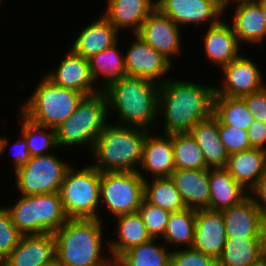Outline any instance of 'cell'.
<instances>
[{
  "label": "cell",
  "instance_id": "13",
  "mask_svg": "<svg viewBox=\"0 0 266 266\" xmlns=\"http://www.w3.org/2000/svg\"><path fill=\"white\" fill-rule=\"evenodd\" d=\"M179 28L169 17L155 8L136 34L170 61L172 55L180 52Z\"/></svg>",
  "mask_w": 266,
  "mask_h": 266
},
{
  "label": "cell",
  "instance_id": "24",
  "mask_svg": "<svg viewBox=\"0 0 266 266\" xmlns=\"http://www.w3.org/2000/svg\"><path fill=\"white\" fill-rule=\"evenodd\" d=\"M266 167V150L251 148L229 155L226 169L244 189L251 190Z\"/></svg>",
  "mask_w": 266,
  "mask_h": 266
},
{
  "label": "cell",
  "instance_id": "12",
  "mask_svg": "<svg viewBox=\"0 0 266 266\" xmlns=\"http://www.w3.org/2000/svg\"><path fill=\"white\" fill-rule=\"evenodd\" d=\"M252 59L246 56H238L234 61L221 69L224 72L223 87H215V95L227 97H239L262 90V75Z\"/></svg>",
  "mask_w": 266,
  "mask_h": 266
},
{
  "label": "cell",
  "instance_id": "19",
  "mask_svg": "<svg viewBox=\"0 0 266 266\" xmlns=\"http://www.w3.org/2000/svg\"><path fill=\"white\" fill-rule=\"evenodd\" d=\"M170 178L187 208L193 210L210 209L209 168L177 169Z\"/></svg>",
  "mask_w": 266,
  "mask_h": 266
},
{
  "label": "cell",
  "instance_id": "21",
  "mask_svg": "<svg viewBox=\"0 0 266 266\" xmlns=\"http://www.w3.org/2000/svg\"><path fill=\"white\" fill-rule=\"evenodd\" d=\"M164 137L147 134L143 143L141 165L155 177H170L175 171L172 135Z\"/></svg>",
  "mask_w": 266,
  "mask_h": 266
},
{
  "label": "cell",
  "instance_id": "8",
  "mask_svg": "<svg viewBox=\"0 0 266 266\" xmlns=\"http://www.w3.org/2000/svg\"><path fill=\"white\" fill-rule=\"evenodd\" d=\"M101 172L92 165L75 172L69 167L60 187V197L69 219H98Z\"/></svg>",
  "mask_w": 266,
  "mask_h": 266
},
{
  "label": "cell",
  "instance_id": "25",
  "mask_svg": "<svg viewBox=\"0 0 266 266\" xmlns=\"http://www.w3.org/2000/svg\"><path fill=\"white\" fill-rule=\"evenodd\" d=\"M204 42L206 56L221 68L239 56L240 46L235 32L232 26L230 27L222 20L208 28Z\"/></svg>",
  "mask_w": 266,
  "mask_h": 266
},
{
  "label": "cell",
  "instance_id": "41",
  "mask_svg": "<svg viewBox=\"0 0 266 266\" xmlns=\"http://www.w3.org/2000/svg\"><path fill=\"white\" fill-rule=\"evenodd\" d=\"M254 120L266 123V87L262 90L241 97Z\"/></svg>",
  "mask_w": 266,
  "mask_h": 266
},
{
  "label": "cell",
  "instance_id": "7",
  "mask_svg": "<svg viewBox=\"0 0 266 266\" xmlns=\"http://www.w3.org/2000/svg\"><path fill=\"white\" fill-rule=\"evenodd\" d=\"M107 108L106 96L102 90L84 96L74 113L55 129L57 146L86 143L92 151L97 137L107 124Z\"/></svg>",
  "mask_w": 266,
  "mask_h": 266
},
{
  "label": "cell",
  "instance_id": "38",
  "mask_svg": "<svg viewBox=\"0 0 266 266\" xmlns=\"http://www.w3.org/2000/svg\"><path fill=\"white\" fill-rule=\"evenodd\" d=\"M23 235L13 224L6 207L0 208V255L5 259L20 242Z\"/></svg>",
  "mask_w": 266,
  "mask_h": 266
},
{
  "label": "cell",
  "instance_id": "40",
  "mask_svg": "<svg viewBox=\"0 0 266 266\" xmlns=\"http://www.w3.org/2000/svg\"><path fill=\"white\" fill-rule=\"evenodd\" d=\"M171 266H218V260L196 249L172 251Z\"/></svg>",
  "mask_w": 266,
  "mask_h": 266
},
{
  "label": "cell",
  "instance_id": "5",
  "mask_svg": "<svg viewBox=\"0 0 266 266\" xmlns=\"http://www.w3.org/2000/svg\"><path fill=\"white\" fill-rule=\"evenodd\" d=\"M84 96L54 84L45 76L28 102L22 105L21 112L34 123L56 129L74 113Z\"/></svg>",
  "mask_w": 266,
  "mask_h": 266
},
{
  "label": "cell",
  "instance_id": "10",
  "mask_svg": "<svg viewBox=\"0 0 266 266\" xmlns=\"http://www.w3.org/2000/svg\"><path fill=\"white\" fill-rule=\"evenodd\" d=\"M69 167L52 153L31 157L27 164L15 170L17 188L22 195L59 193Z\"/></svg>",
  "mask_w": 266,
  "mask_h": 266
},
{
  "label": "cell",
  "instance_id": "6",
  "mask_svg": "<svg viewBox=\"0 0 266 266\" xmlns=\"http://www.w3.org/2000/svg\"><path fill=\"white\" fill-rule=\"evenodd\" d=\"M6 209L22 235L54 233L69 219L59 193L22 195L12 208Z\"/></svg>",
  "mask_w": 266,
  "mask_h": 266
},
{
  "label": "cell",
  "instance_id": "14",
  "mask_svg": "<svg viewBox=\"0 0 266 266\" xmlns=\"http://www.w3.org/2000/svg\"><path fill=\"white\" fill-rule=\"evenodd\" d=\"M125 55L127 76L140 77L156 82L171 69V61L147 44L138 34Z\"/></svg>",
  "mask_w": 266,
  "mask_h": 266
},
{
  "label": "cell",
  "instance_id": "47",
  "mask_svg": "<svg viewBox=\"0 0 266 266\" xmlns=\"http://www.w3.org/2000/svg\"><path fill=\"white\" fill-rule=\"evenodd\" d=\"M42 266H61L59 261L55 258L54 260L42 265Z\"/></svg>",
  "mask_w": 266,
  "mask_h": 266
},
{
  "label": "cell",
  "instance_id": "2",
  "mask_svg": "<svg viewBox=\"0 0 266 266\" xmlns=\"http://www.w3.org/2000/svg\"><path fill=\"white\" fill-rule=\"evenodd\" d=\"M154 83L140 77L124 76L102 90L106 96L107 107L115 108L120 114V122L124 123L122 126L127 123L131 127L150 130L148 128L160 111V84Z\"/></svg>",
  "mask_w": 266,
  "mask_h": 266
},
{
  "label": "cell",
  "instance_id": "32",
  "mask_svg": "<svg viewBox=\"0 0 266 266\" xmlns=\"http://www.w3.org/2000/svg\"><path fill=\"white\" fill-rule=\"evenodd\" d=\"M213 116L223 125L248 130L254 117L242 98L214 95Z\"/></svg>",
  "mask_w": 266,
  "mask_h": 266
},
{
  "label": "cell",
  "instance_id": "29",
  "mask_svg": "<svg viewBox=\"0 0 266 266\" xmlns=\"http://www.w3.org/2000/svg\"><path fill=\"white\" fill-rule=\"evenodd\" d=\"M118 220L117 242L110 245L112 260L115 262L125 251L150 241L144 222L138 212L124 214L116 217Z\"/></svg>",
  "mask_w": 266,
  "mask_h": 266
},
{
  "label": "cell",
  "instance_id": "37",
  "mask_svg": "<svg viewBox=\"0 0 266 266\" xmlns=\"http://www.w3.org/2000/svg\"><path fill=\"white\" fill-rule=\"evenodd\" d=\"M148 234L152 239H157L160 235H164L170 212L158 206L148 203L143 199L138 209ZM157 237V238H156Z\"/></svg>",
  "mask_w": 266,
  "mask_h": 266
},
{
  "label": "cell",
  "instance_id": "49",
  "mask_svg": "<svg viewBox=\"0 0 266 266\" xmlns=\"http://www.w3.org/2000/svg\"><path fill=\"white\" fill-rule=\"evenodd\" d=\"M0 266H5V259L0 255Z\"/></svg>",
  "mask_w": 266,
  "mask_h": 266
},
{
  "label": "cell",
  "instance_id": "30",
  "mask_svg": "<svg viewBox=\"0 0 266 266\" xmlns=\"http://www.w3.org/2000/svg\"><path fill=\"white\" fill-rule=\"evenodd\" d=\"M117 42L111 47L106 48L95 56L88 59L90 73L94 81L98 75L105 77L102 87L104 90L112 83L119 81L122 77L127 76L125 67V57H122L117 51ZM106 84V85H105Z\"/></svg>",
  "mask_w": 266,
  "mask_h": 266
},
{
  "label": "cell",
  "instance_id": "4",
  "mask_svg": "<svg viewBox=\"0 0 266 266\" xmlns=\"http://www.w3.org/2000/svg\"><path fill=\"white\" fill-rule=\"evenodd\" d=\"M149 130L106 124L97 137L92 153L97 158L92 166L100 172H133L139 171L136 165L141 164L143 143Z\"/></svg>",
  "mask_w": 266,
  "mask_h": 266
},
{
  "label": "cell",
  "instance_id": "43",
  "mask_svg": "<svg viewBox=\"0 0 266 266\" xmlns=\"http://www.w3.org/2000/svg\"><path fill=\"white\" fill-rule=\"evenodd\" d=\"M247 132L252 148L266 150L264 147L266 142V123L254 120Z\"/></svg>",
  "mask_w": 266,
  "mask_h": 266
},
{
  "label": "cell",
  "instance_id": "23",
  "mask_svg": "<svg viewBox=\"0 0 266 266\" xmlns=\"http://www.w3.org/2000/svg\"><path fill=\"white\" fill-rule=\"evenodd\" d=\"M154 2V0H108L104 17L117 30L132 27L136 34L145 19L156 8Z\"/></svg>",
  "mask_w": 266,
  "mask_h": 266
},
{
  "label": "cell",
  "instance_id": "39",
  "mask_svg": "<svg viewBox=\"0 0 266 266\" xmlns=\"http://www.w3.org/2000/svg\"><path fill=\"white\" fill-rule=\"evenodd\" d=\"M218 131L229 155L252 148L246 130L223 125L218 121Z\"/></svg>",
  "mask_w": 266,
  "mask_h": 266
},
{
  "label": "cell",
  "instance_id": "33",
  "mask_svg": "<svg viewBox=\"0 0 266 266\" xmlns=\"http://www.w3.org/2000/svg\"><path fill=\"white\" fill-rule=\"evenodd\" d=\"M144 199L170 213L186 208L181 194L170 177H155L151 183L145 179Z\"/></svg>",
  "mask_w": 266,
  "mask_h": 266
},
{
  "label": "cell",
  "instance_id": "11",
  "mask_svg": "<svg viewBox=\"0 0 266 266\" xmlns=\"http://www.w3.org/2000/svg\"><path fill=\"white\" fill-rule=\"evenodd\" d=\"M156 8L178 26L194 23L200 25L211 20L209 27L218 24L223 13L224 0H156Z\"/></svg>",
  "mask_w": 266,
  "mask_h": 266
},
{
  "label": "cell",
  "instance_id": "48",
  "mask_svg": "<svg viewBox=\"0 0 266 266\" xmlns=\"http://www.w3.org/2000/svg\"><path fill=\"white\" fill-rule=\"evenodd\" d=\"M254 266H266V258H264L262 261H260L258 264Z\"/></svg>",
  "mask_w": 266,
  "mask_h": 266
},
{
  "label": "cell",
  "instance_id": "17",
  "mask_svg": "<svg viewBox=\"0 0 266 266\" xmlns=\"http://www.w3.org/2000/svg\"><path fill=\"white\" fill-rule=\"evenodd\" d=\"M56 258L53 233L23 235L5 266H42Z\"/></svg>",
  "mask_w": 266,
  "mask_h": 266
},
{
  "label": "cell",
  "instance_id": "22",
  "mask_svg": "<svg viewBox=\"0 0 266 266\" xmlns=\"http://www.w3.org/2000/svg\"><path fill=\"white\" fill-rule=\"evenodd\" d=\"M189 133L200 147L207 168L226 167L229 154L220 139L218 120L213 115L198 122Z\"/></svg>",
  "mask_w": 266,
  "mask_h": 266
},
{
  "label": "cell",
  "instance_id": "42",
  "mask_svg": "<svg viewBox=\"0 0 266 266\" xmlns=\"http://www.w3.org/2000/svg\"><path fill=\"white\" fill-rule=\"evenodd\" d=\"M255 202L262 219L266 222V167L256 185L248 191ZM254 196V197H253Z\"/></svg>",
  "mask_w": 266,
  "mask_h": 266
},
{
  "label": "cell",
  "instance_id": "1",
  "mask_svg": "<svg viewBox=\"0 0 266 266\" xmlns=\"http://www.w3.org/2000/svg\"><path fill=\"white\" fill-rule=\"evenodd\" d=\"M214 95L215 86L164 79L159 85V108H164L165 115L164 133H189L198 122L210 118Z\"/></svg>",
  "mask_w": 266,
  "mask_h": 266
},
{
  "label": "cell",
  "instance_id": "15",
  "mask_svg": "<svg viewBox=\"0 0 266 266\" xmlns=\"http://www.w3.org/2000/svg\"><path fill=\"white\" fill-rule=\"evenodd\" d=\"M226 238H266V222L251 198L222 211Z\"/></svg>",
  "mask_w": 266,
  "mask_h": 266
},
{
  "label": "cell",
  "instance_id": "3",
  "mask_svg": "<svg viewBox=\"0 0 266 266\" xmlns=\"http://www.w3.org/2000/svg\"><path fill=\"white\" fill-rule=\"evenodd\" d=\"M98 219H68L55 231V254L61 266H114L102 258V224Z\"/></svg>",
  "mask_w": 266,
  "mask_h": 266
},
{
  "label": "cell",
  "instance_id": "26",
  "mask_svg": "<svg viewBox=\"0 0 266 266\" xmlns=\"http://www.w3.org/2000/svg\"><path fill=\"white\" fill-rule=\"evenodd\" d=\"M117 32L119 31L102 16L94 23L83 28L71 49L88 60L115 44L118 41Z\"/></svg>",
  "mask_w": 266,
  "mask_h": 266
},
{
  "label": "cell",
  "instance_id": "31",
  "mask_svg": "<svg viewBox=\"0 0 266 266\" xmlns=\"http://www.w3.org/2000/svg\"><path fill=\"white\" fill-rule=\"evenodd\" d=\"M155 241L151 239L125 251L114 262V266H171L172 252Z\"/></svg>",
  "mask_w": 266,
  "mask_h": 266
},
{
  "label": "cell",
  "instance_id": "35",
  "mask_svg": "<svg viewBox=\"0 0 266 266\" xmlns=\"http://www.w3.org/2000/svg\"><path fill=\"white\" fill-rule=\"evenodd\" d=\"M195 221L196 210L187 207L170 213L163 239L167 243L176 245L177 248L181 244L184 245L187 243L188 246L186 247L191 248L194 241Z\"/></svg>",
  "mask_w": 266,
  "mask_h": 266
},
{
  "label": "cell",
  "instance_id": "36",
  "mask_svg": "<svg viewBox=\"0 0 266 266\" xmlns=\"http://www.w3.org/2000/svg\"><path fill=\"white\" fill-rule=\"evenodd\" d=\"M22 136L25 138L32 157L49 154L48 148L57 146L55 129L34 123L21 113Z\"/></svg>",
  "mask_w": 266,
  "mask_h": 266
},
{
  "label": "cell",
  "instance_id": "45",
  "mask_svg": "<svg viewBox=\"0 0 266 266\" xmlns=\"http://www.w3.org/2000/svg\"><path fill=\"white\" fill-rule=\"evenodd\" d=\"M7 141L6 138L0 137V155L3 154V151L6 149Z\"/></svg>",
  "mask_w": 266,
  "mask_h": 266
},
{
  "label": "cell",
  "instance_id": "20",
  "mask_svg": "<svg viewBox=\"0 0 266 266\" xmlns=\"http://www.w3.org/2000/svg\"><path fill=\"white\" fill-rule=\"evenodd\" d=\"M233 31L239 43L251 42L259 44L266 36V26L262 14V0H239Z\"/></svg>",
  "mask_w": 266,
  "mask_h": 266
},
{
  "label": "cell",
  "instance_id": "9",
  "mask_svg": "<svg viewBox=\"0 0 266 266\" xmlns=\"http://www.w3.org/2000/svg\"><path fill=\"white\" fill-rule=\"evenodd\" d=\"M145 179L140 171L101 172L100 199L116 217L138 212L144 199Z\"/></svg>",
  "mask_w": 266,
  "mask_h": 266
},
{
  "label": "cell",
  "instance_id": "50",
  "mask_svg": "<svg viewBox=\"0 0 266 266\" xmlns=\"http://www.w3.org/2000/svg\"><path fill=\"white\" fill-rule=\"evenodd\" d=\"M232 1H239V0H232ZM231 2V0H224V9H226V5Z\"/></svg>",
  "mask_w": 266,
  "mask_h": 266
},
{
  "label": "cell",
  "instance_id": "16",
  "mask_svg": "<svg viewBox=\"0 0 266 266\" xmlns=\"http://www.w3.org/2000/svg\"><path fill=\"white\" fill-rule=\"evenodd\" d=\"M226 242V227L222 211L196 210L192 248L218 260Z\"/></svg>",
  "mask_w": 266,
  "mask_h": 266
},
{
  "label": "cell",
  "instance_id": "27",
  "mask_svg": "<svg viewBox=\"0 0 266 266\" xmlns=\"http://www.w3.org/2000/svg\"><path fill=\"white\" fill-rule=\"evenodd\" d=\"M266 258V238H226L218 266H254Z\"/></svg>",
  "mask_w": 266,
  "mask_h": 266
},
{
  "label": "cell",
  "instance_id": "18",
  "mask_svg": "<svg viewBox=\"0 0 266 266\" xmlns=\"http://www.w3.org/2000/svg\"><path fill=\"white\" fill-rule=\"evenodd\" d=\"M69 52L61 60L57 71L50 72L46 77L58 86L81 92L85 96L100 92L102 89L96 91L92 88L94 80L90 73L88 60L76 54L72 49Z\"/></svg>",
  "mask_w": 266,
  "mask_h": 266
},
{
  "label": "cell",
  "instance_id": "34",
  "mask_svg": "<svg viewBox=\"0 0 266 266\" xmlns=\"http://www.w3.org/2000/svg\"><path fill=\"white\" fill-rule=\"evenodd\" d=\"M175 170L207 168L203 153L190 133L172 134Z\"/></svg>",
  "mask_w": 266,
  "mask_h": 266
},
{
  "label": "cell",
  "instance_id": "44",
  "mask_svg": "<svg viewBox=\"0 0 266 266\" xmlns=\"http://www.w3.org/2000/svg\"><path fill=\"white\" fill-rule=\"evenodd\" d=\"M16 147H18V151L14 155V165H15V170L18 169L19 167L27 164L29 160L31 159V155L28 149L27 142L25 138L22 136L20 140H18L15 144ZM14 147V146H13Z\"/></svg>",
  "mask_w": 266,
  "mask_h": 266
},
{
  "label": "cell",
  "instance_id": "28",
  "mask_svg": "<svg viewBox=\"0 0 266 266\" xmlns=\"http://www.w3.org/2000/svg\"><path fill=\"white\" fill-rule=\"evenodd\" d=\"M210 210L223 211L240 203L249 193L236 182L227 169L210 168Z\"/></svg>",
  "mask_w": 266,
  "mask_h": 266
},
{
  "label": "cell",
  "instance_id": "46",
  "mask_svg": "<svg viewBox=\"0 0 266 266\" xmlns=\"http://www.w3.org/2000/svg\"><path fill=\"white\" fill-rule=\"evenodd\" d=\"M262 14L266 26V0H262Z\"/></svg>",
  "mask_w": 266,
  "mask_h": 266
}]
</instances>
